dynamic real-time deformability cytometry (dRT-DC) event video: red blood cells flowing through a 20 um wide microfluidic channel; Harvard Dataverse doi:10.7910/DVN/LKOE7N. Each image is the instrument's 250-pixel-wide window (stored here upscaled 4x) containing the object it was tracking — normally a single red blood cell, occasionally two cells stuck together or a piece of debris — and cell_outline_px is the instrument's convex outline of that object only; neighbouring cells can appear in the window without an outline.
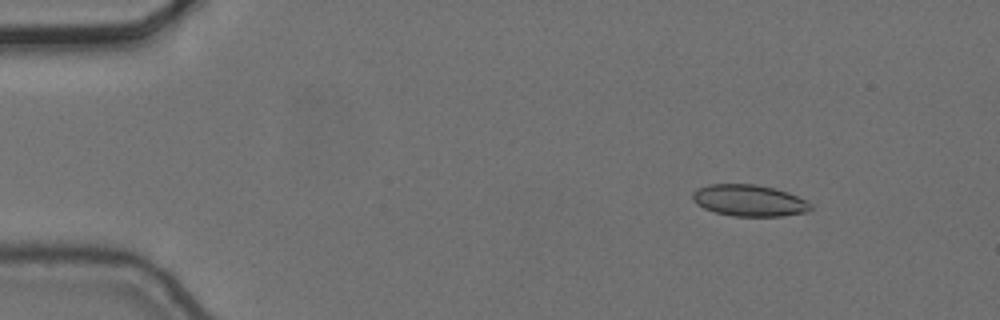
{"species": "common noctule bat (a hibernating species)", "species_latin": "Nyctalus noctula", "temperature_condition": "cold", "stored_images_in_passage": 8, "camera_frame_rate_fps": 3000, "um_per_image_px": 0.085, "animal": {"sex": "female", "body_mass_g": 24.6, "forearm_length_mm": 56.2}, "frame": {"image": 1, "passage_image": 2, "time_ms": 0.333, "image_size_px": [1000, 320], "cell_outline_px": [[812, 208], [808, 212], [784, 216], [732, 216], [716, 212], [704, 208], [696, 204], [692, 200], [692, 192], [708, 184], [756, 184], [776, 188], [788, 192], [812, 204]], "centroid_in_image_um": [63.69, 17.04], "position_along_channel_um": 21.3, "area_um2": 21.79}}
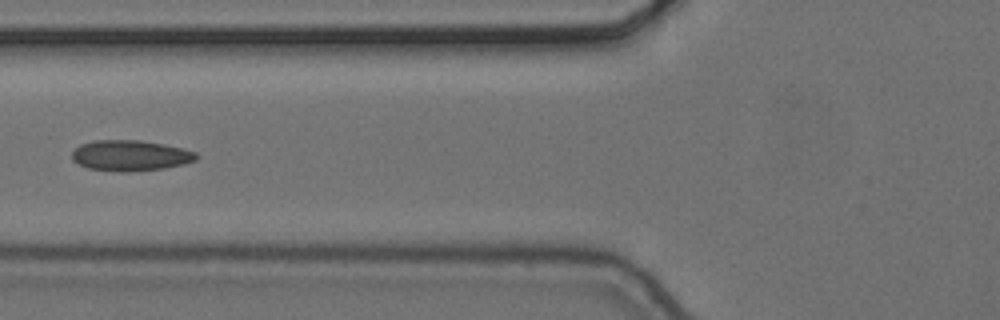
{"frame": {"image": 2, "passage_image": 5, "time_ms": 1.333, "image_size_px": [1000, 320], "cell_outline_px": [[200, 156], [196, 160], [184, 164], [164, 168], [124, 172], [120, 172], [88, 168], [72, 160], [72, 152], [80, 144], [92, 140], [140, 140], [164, 144], [196, 152]], "centroid_in_image_um": [11.08, 13.21], "position_along_channel_um": 114.7, "area_um2": 22.25}}
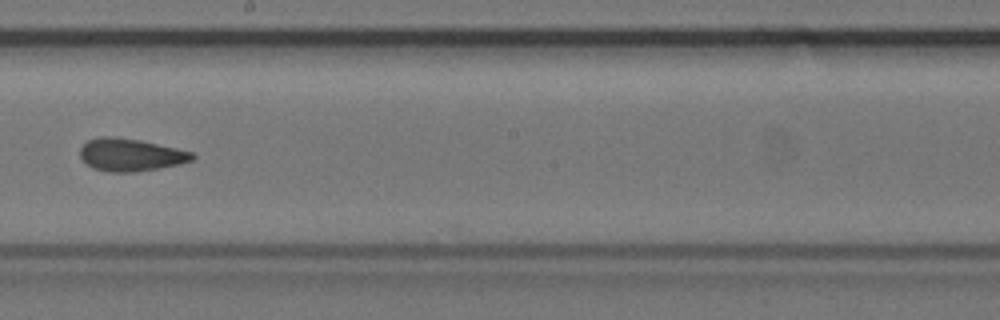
{"frame": {"image": 3, "passage_image": 8, "time_ms": 2.333, "image_size_px": [1000, 320], "cell_outline_px": [[196, 156], [192, 160], [180, 164], [136, 172], [108, 172], [92, 168], [80, 156], [80, 148], [88, 140], [100, 136], [116, 136], [140, 140], [176, 148], [192, 152]], "centroid_in_image_um": [11.09, 13.15], "position_along_channel_um": 237.1, "area_um2": 21.33}}